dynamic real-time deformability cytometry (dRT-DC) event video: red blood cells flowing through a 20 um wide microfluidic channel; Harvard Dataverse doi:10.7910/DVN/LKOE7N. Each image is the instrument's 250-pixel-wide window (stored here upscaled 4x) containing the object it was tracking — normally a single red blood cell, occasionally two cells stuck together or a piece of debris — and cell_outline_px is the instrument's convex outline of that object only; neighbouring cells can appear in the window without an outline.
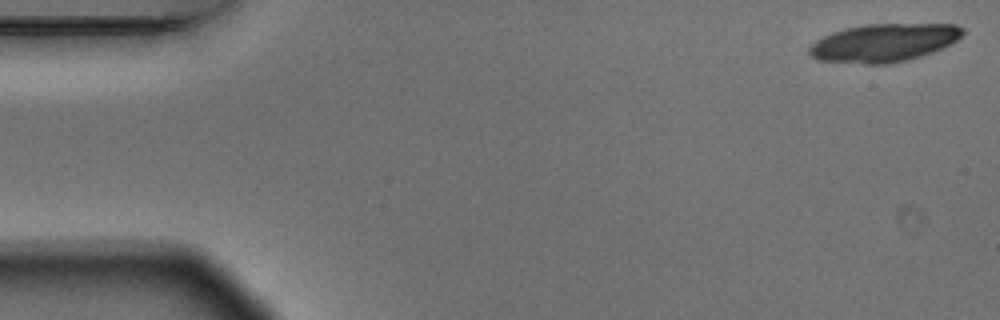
{"species": "Egyptian fruit bat (a non-hibernating species)", "species_latin": "Rousettus aegyptiacus", "temperature_condition": "warm", "stored_images_in_passage": 5, "camera_frame_rate_fps": 3000, "um_per_image_px": 0.085, "animal": {"sex": "male"}, "frame": {"image": 1, "passage_image": 1, "time_ms": 0.0, "image_size_px": [1000, 320], "cell_outline_px": [[964, 32], [952, 44], [932, 52], [920, 56], [888, 64], [864, 64], [820, 60], [812, 56], [808, 52], [808, 48], [816, 40], [832, 32], [844, 28], [864, 24], [956, 24], [964, 28]], "centroid_in_image_um": [75.13, 3.62], "position_along_channel_um": 9.9, "area_um2": 33.99}}